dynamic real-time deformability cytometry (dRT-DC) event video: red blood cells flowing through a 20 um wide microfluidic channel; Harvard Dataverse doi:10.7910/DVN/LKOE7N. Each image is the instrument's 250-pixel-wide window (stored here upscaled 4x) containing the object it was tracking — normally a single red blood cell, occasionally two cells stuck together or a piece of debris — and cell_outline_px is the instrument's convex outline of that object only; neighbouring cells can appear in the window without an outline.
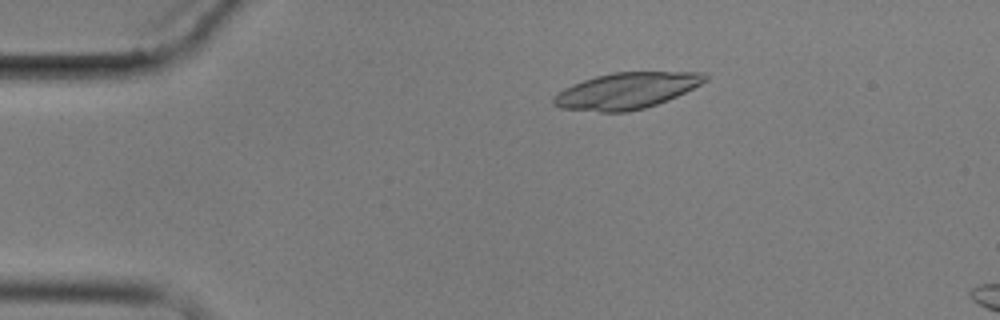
{"species": "common noctule bat (a hibernating species)", "species_latin": "Nyctalus noctula", "temperature_condition": "cold", "stored_images_in_passage": 5, "camera_frame_rate_fps": 3000, "um_per_image_px": 0.085, "animal": {"sex": "male", "body_mass_g": 17.9}, "frame": {"image": 1, "passage_image": 3, "time_ms": 2.333, "image_size_px": [1000, 320], "cell_outline_px": [[708, 80], [668, 100], [644, 108], [628, 112], [600, 112], [560, 108], [552, 104], [552, 100], [564, 88], [572, 84], [596, 76], [612, 72], [704, 72], [708, 76]], "centroid_in_image_um": [53.25, 7.71], "position_along_channel_um": 31.8, "area_um2": 31.79}}